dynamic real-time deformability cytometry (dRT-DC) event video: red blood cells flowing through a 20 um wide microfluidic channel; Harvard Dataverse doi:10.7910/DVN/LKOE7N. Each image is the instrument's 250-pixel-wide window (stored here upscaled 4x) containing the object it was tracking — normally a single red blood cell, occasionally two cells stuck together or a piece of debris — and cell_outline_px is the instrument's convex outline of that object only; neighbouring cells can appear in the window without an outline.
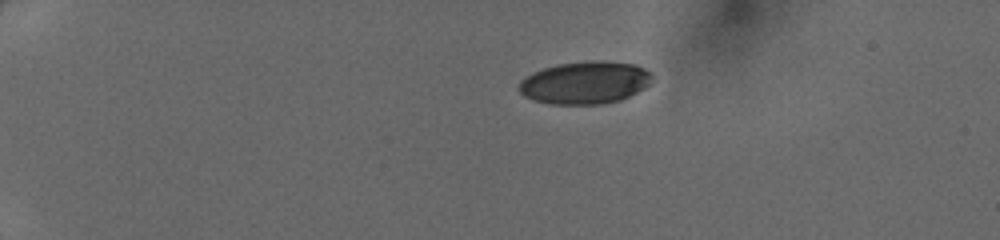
{"species": "human", "species_latin": "Homo sapiens", "temperature_condition": "cold", "stored_images_in_passage": 38, "camera_frame_rate_fps": 3000, "um_per_image_px": 0.085, "donor": {"sex": "female"}, "frame": {"image": 1, "passage_image": 1, "time_ms": 0.0, "image_size_px": [1000, 240], "cell_outline_px": [[652, 80], [644, 88], [620, 100], [600, 104], [552, 104], [532, 100], [524, 96], [516, 88], [520, 80], [524, 76], [532, 72], [544, 68], [560, 64], [592, 60], [596, 60], [636, 64], [644, 68], [652, 76]], "centroid_in_image_um": [49.67, 7.02], "position_along_channel_um": 35.3, "area_um2": 33.06}}
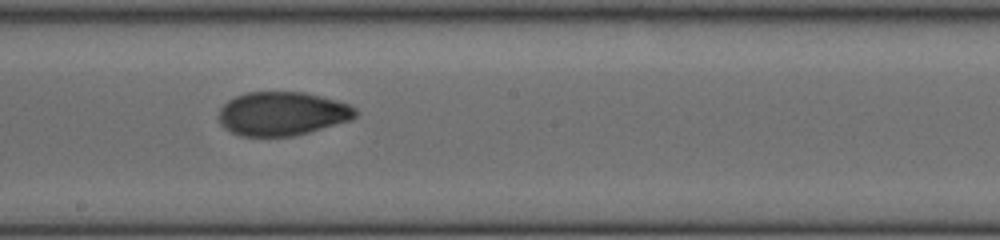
{"frame": {"image": 2, "passage_image": 20, "time_ms": 6.333, "image_size_px": [1000, 240], "cell_outline_px": [[356, 116], [352, 120], [308, 132], [292, 136], [240, 136], [224, 128], [220, 124], [220, 108], [228, 100], [236, 96], [248, 92], [304, 92], [352, 104], [356, 108]], "centroid_in_image_um": [24.01, 9.66], "position_along_channel_um": 224.2, "area_um2": 34.85}}
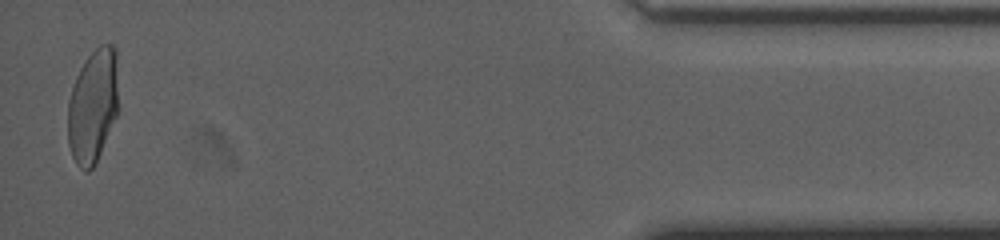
{"frame": {"image": 3, "passage_image": 38, "time_ms": 12.333, "image_size_px": [1000, 240], "cell_outline_px": [[120, 108], [96, 164], [88, 172], [84, 172], [76, 164], [72, 156], [68, 144], [68, 100], [76, 76], [80, 68], [88, 56], [100, 44], [112, 44], [116, 48]], "centroid_in_image_um": [7.93, 9.01], "position_along_channel_um": 427.3, "area_um2": 34.45}}